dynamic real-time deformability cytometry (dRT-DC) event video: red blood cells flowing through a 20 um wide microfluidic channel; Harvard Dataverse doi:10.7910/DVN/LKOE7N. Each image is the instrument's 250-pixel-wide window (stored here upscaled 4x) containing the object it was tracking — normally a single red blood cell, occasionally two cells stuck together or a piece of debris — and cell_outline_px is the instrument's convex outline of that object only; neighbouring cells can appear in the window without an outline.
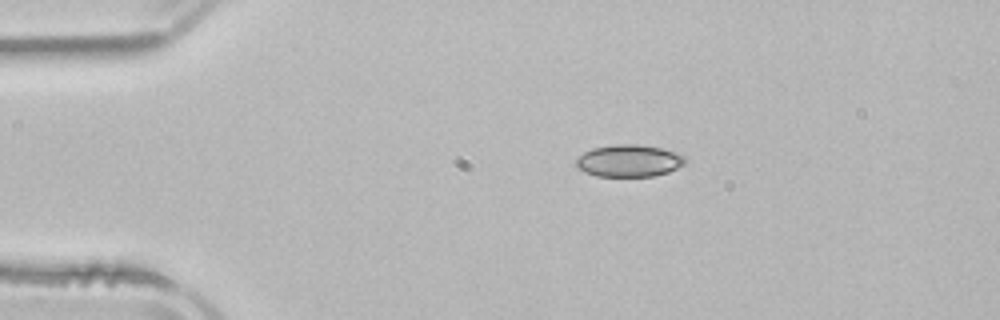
{"species": "common noctule bat (a hibernating species)", "species_latin": "Nyctalus noctula", "temperature_condition": "room temperature", "stored_images_in_passage": 3, "camera_frame_rate_fps": 3000, "um_per_image_px": 0.085, "animal": {"sex": "male", "body_mass_g": 21.5, "forearm_length_mm": 52.0}, "frame": {"image": 1, "passage_image": 1, "time_ms": 0.0, "image_size_px": [1000, 320], "cell_outline_px": [[688, 160], [684, 164], [668, 172], [652, 176], [596, 176], [580, 168], [576, 164], [576, 160], [584, 152], [592, 148], [616, 144], [640, 144], [660, 148], [676, 152], [684, 156]], "centroid_in_image_um": [53.5, 13.65], "position_along_channel_um": 31.5, "area_um2": 20.23}}
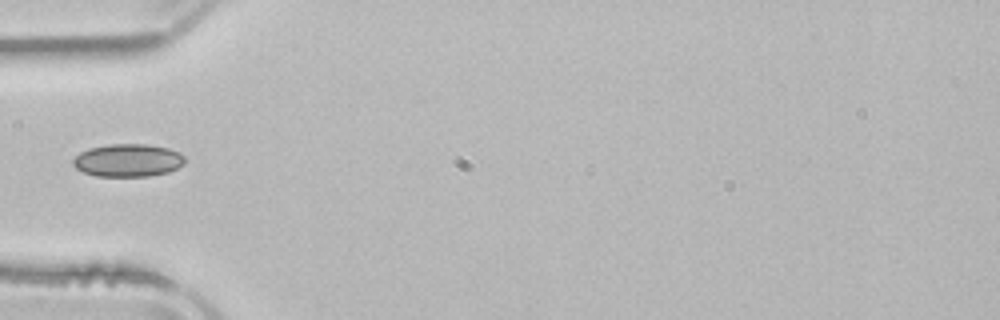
{"frame": {"image": 2, "passage_image": 3, "time_ms": 2.333, "image_size_px": [1000, 320], "cell_outline_px": [[184, 164], [168, 172], [148, 176], [96, 176], [84, 172], [76, 168], [72, 164], [72, 160], [80, 152], [88, 148], [108, 144], [144, 144], [168, 148], [184, 156]], "centroid_in_image_um": [10.84, 13.62], "position_along_channel_um": 74.2, "area_um2": 21.27}}